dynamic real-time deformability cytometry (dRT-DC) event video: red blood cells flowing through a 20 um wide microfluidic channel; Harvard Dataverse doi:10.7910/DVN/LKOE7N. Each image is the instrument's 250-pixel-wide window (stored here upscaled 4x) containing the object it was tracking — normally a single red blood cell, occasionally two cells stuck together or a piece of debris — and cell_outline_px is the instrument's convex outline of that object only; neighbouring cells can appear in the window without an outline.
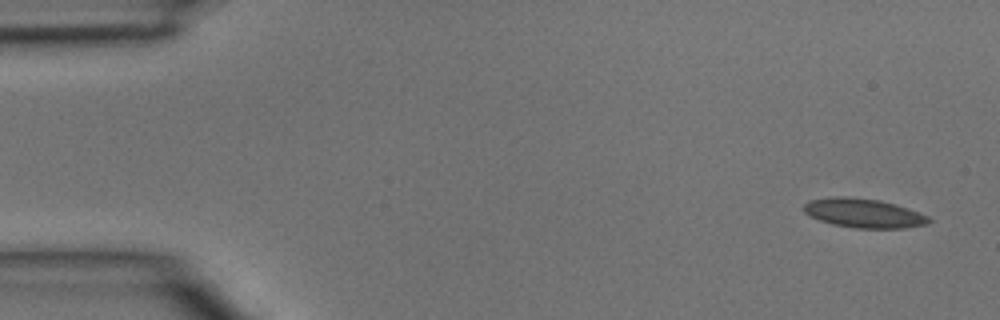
{"species": "common noctule bat (a hibernating species)", "species_latin": "Nyctalus noctula", "temperature_condition": "room temperature", "stored_images_in_passage": 4, "camera_frame_rate_fps": 3000, "um_per_image_px": 0.085, "animal": {"sex": "male", "body_mass_g": 15.6}, "frame": {"image": 1, "passage_image": 1, "time_ms": 0.0, "image_size_px": [1000, 320], "cell_outline_px": [[932, 220], [928, 224], [904, 228], [856, 228], [832, 224], [808, 216], [804, 212], [804, 204], [808, 200], [836, 196], [848, 196], [880, 200], [920, 212], [928, 216]], "centroid_in_image_um": [73.4, 18.11], "position_along_channel_um": 11.6, "area_um2": 21.33}}
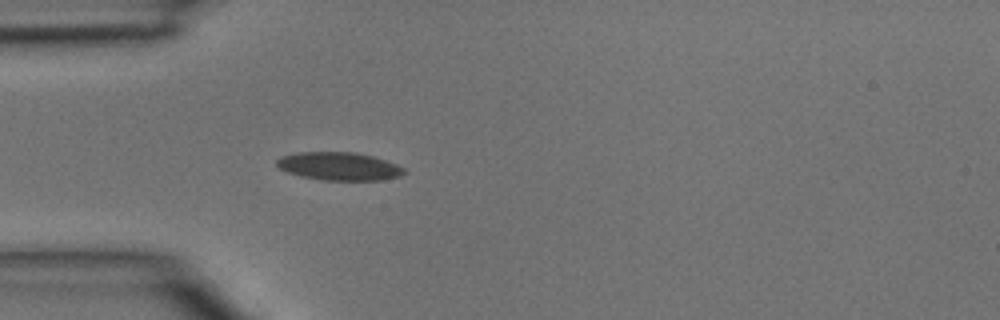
{"frame": {"image": 2, "passage_image": 4, "time_ms": 1.0, "image_size_px": [1000, 320], "cell_outline_px": [[408, 172], [400, 176], [380, 180], [324, 180], [300, 176], [288, 172], [280, 168], [276, 164], [276, 160], [280, 156], [296, 152], [356, 152], [372, 156], [396, 164], [404, 168]], "centroid_in_image_um": [28.81, 14.13], "position_along_channel_um": 56.2, "area_um2": 20.87}}